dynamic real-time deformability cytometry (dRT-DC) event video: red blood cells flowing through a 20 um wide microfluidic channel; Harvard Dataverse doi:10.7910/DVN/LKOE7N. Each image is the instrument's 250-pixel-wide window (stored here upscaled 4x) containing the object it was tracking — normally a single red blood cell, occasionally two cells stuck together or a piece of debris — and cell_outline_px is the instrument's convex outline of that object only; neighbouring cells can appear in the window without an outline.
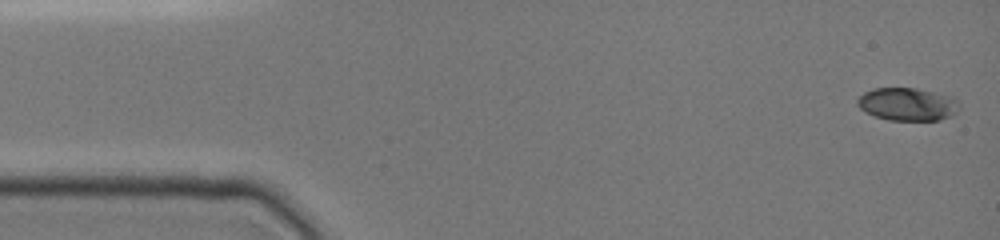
{"species": "common noctule bat (a hibernating species)", "species_latin": "Nyctalus noctula", "temperature_condition": "cold", "stored_images_in_passage": 8, "camera_frame_rate_fps": 3000, "um_per_image_px": 0.085, "animal": {"sex": "female", "body_mass_g": 19.0, "forearm_length_mm": 51.5}, "frame": {"image": 1, "passage_image": 1, "time_ms": 0.0, "image_size_px": [1000, 240], "cell_outline_px": [[960, 108], [952, 116], [940, 120], [888, 120], [876, 116], [860, 108], [856, 104], [856, 100], [864, 92], [872, 88], [916, 88], [952, 96], [956, 100]], "centroid_in_image_um": [77.14, 8.85], "position_along_channel_um": 7.9, "area_um2": 19.54}}
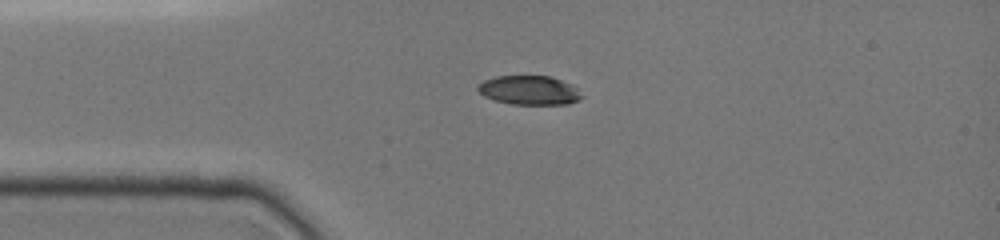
{"frame": {"image": 2, "passage_image": 7, "time_ms": 3.333, "image_size_px": [1000, 240], "cell_outline_px": [[584, 96], [580, 100], [568, 104], [512, 104], [496, 100], [484, 96], [476, 88], [484, 80], [496, 76], [548, 76], [572, 84]], "centroid_in_image_um": [45.02, 7.67], "position_along_channel_um": 40.0, "area_um2": 17.51}}